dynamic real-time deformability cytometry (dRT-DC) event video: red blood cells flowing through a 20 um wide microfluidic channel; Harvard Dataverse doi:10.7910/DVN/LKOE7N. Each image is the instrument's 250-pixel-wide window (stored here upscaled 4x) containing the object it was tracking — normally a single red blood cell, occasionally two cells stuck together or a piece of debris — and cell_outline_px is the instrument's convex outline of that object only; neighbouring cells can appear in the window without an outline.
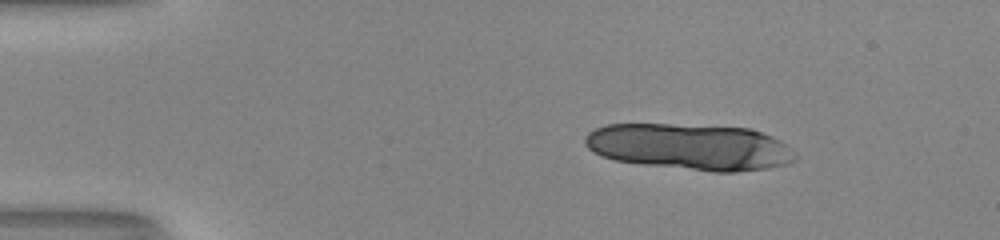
{"species": "human", "species_latin": "Homo sapiens", "temperature_condition": "room temperature", "stored_images_in_passage": 9, "camera_frame_rate_fps": 3000, "um_per_image_px": 0.085, "donor": {"sex": "male"}, "frame": {"image": 1, "passage_image": 1, "time_ms": 0.0, "image_size_px": [1000, 240], "cell_outline_px": [[796, 160], [788, 164], [768, 168], [736, 172], [712, 172], [644, 164], [616, 160], [600, 156], [592, 152], [584, 144], [584, 136], [588, 132], [596, 128], [608, 124], [668, 124], [748, 128], [772, 136], [780, 140], [792, 148], [796, 152]], "centroid_in_image_um": [58.66, 12.49], "position_along_channel_um": 26.3, "area_um2": 56.93}}